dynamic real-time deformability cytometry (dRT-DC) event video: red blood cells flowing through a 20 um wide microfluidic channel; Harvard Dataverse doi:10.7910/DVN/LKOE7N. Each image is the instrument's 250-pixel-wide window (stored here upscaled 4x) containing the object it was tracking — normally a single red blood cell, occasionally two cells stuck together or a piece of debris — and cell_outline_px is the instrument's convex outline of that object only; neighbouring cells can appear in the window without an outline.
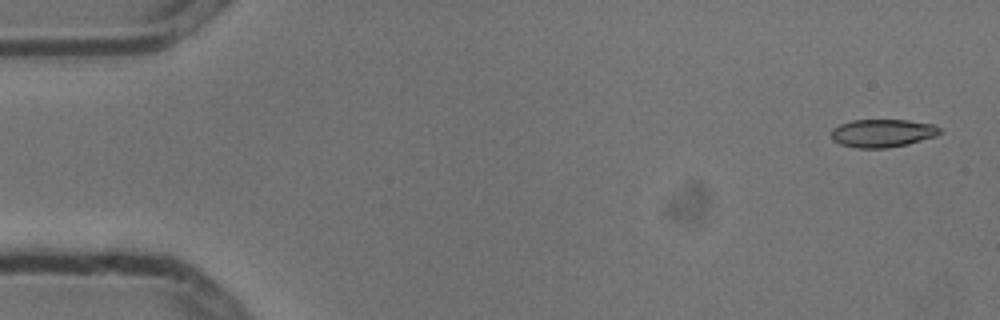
{"species": "common noctule bat (a hibernating species)", "species_latin": "Nyctalus noctula", "temperature_condition": "cold", "stored_images_in_passage": 5, "camera_frame_rate_fps": 3000, "um_per_image_px": 0.085, "animal": {"sex": "male", "body_mass_g": 13.3}, "frame": {"image": 1, "passage_image": 1, "time_ms": 0.0, "image_size_px": [1000, 320], "cell_outline_px": [[940, 132], [936, 136], [908, 144], [884, 148], [856, 148], [840, 144], [832, 140], [832, 128], [840, 124], [852, 120], [908, 120], [936, 124], [940, 128]], "centroid_in_image_um": [75.01, 11.31], "position_along_channel_um": 10.0, "area_um2": 17.8}}
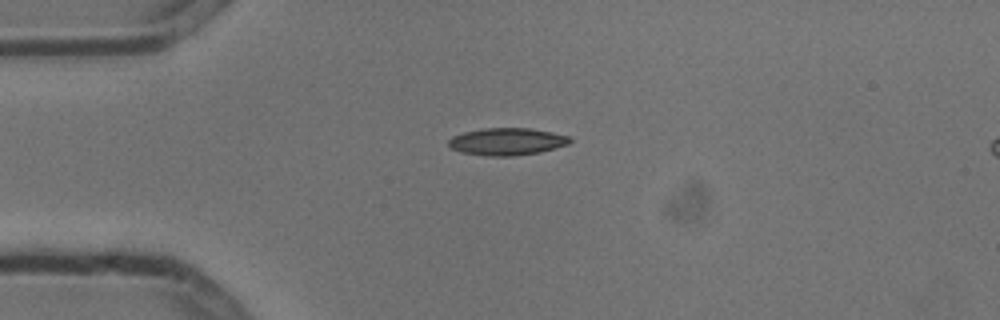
{"frame": {"image": 2, "passage_image": 4, "time_ms": 1.0, "image_size_px": [1000, 320], "cell_outline_px": [[572, 140], [568, 144], [540, 152], [512, 156], [484, 156], [460, 152], [452, 148], [448, 144], [448, 140], [452, 136], [464, 132], [484, 128], [528, 128], [552, 132], [568, 136]], "centroid_in_image_um": [43.06, 12.04], "position_along_channel_um": 41.9, "area_um2": 19.25}}